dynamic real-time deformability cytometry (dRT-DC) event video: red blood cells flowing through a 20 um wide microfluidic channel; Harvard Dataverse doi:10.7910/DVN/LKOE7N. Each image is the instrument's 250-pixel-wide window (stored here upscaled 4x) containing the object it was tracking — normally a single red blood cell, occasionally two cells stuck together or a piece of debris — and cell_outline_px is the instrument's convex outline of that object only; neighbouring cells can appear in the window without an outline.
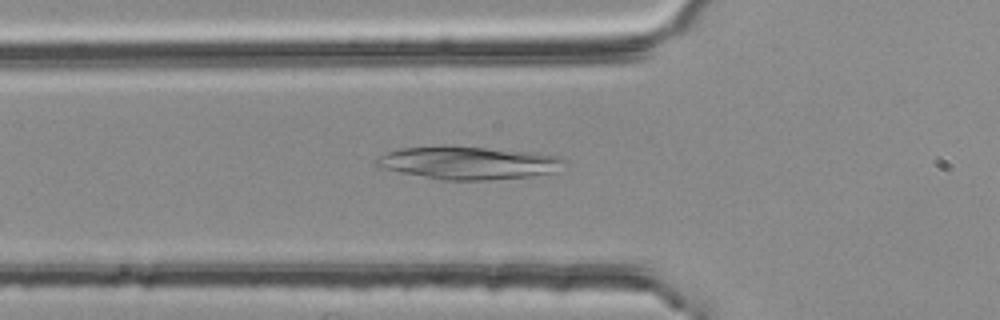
{"species": "common noctule bat (a hibernating species)", "species_latin": "Nyctalus noctula", "temperature_condition": "room temperature", "stored_images_in_passage": 39, "camera_frame_rate_fps": 3000, "um_per_image_px": 0.085, "animal": {"sex": "female", "body_mass_g": 25.1}, "frame": {"image": 1, "passage_image": 4, "time_ms": 1.0, "image_size_px": [1000, 320], "cell_outline_px": [[568, 164], [548, 172], [532, 176], [488, 180], [444, 180], [384, 168], [376, 164], [372, 160], [376, 156], [384, 152], [400, 148], [484, 148], [532, 152], [564, 156], [568, 160]], "centroid_in_image_um": [39.87, 13.86], "position_along_channel_um": 85.9, "area_um2": 35.08}}
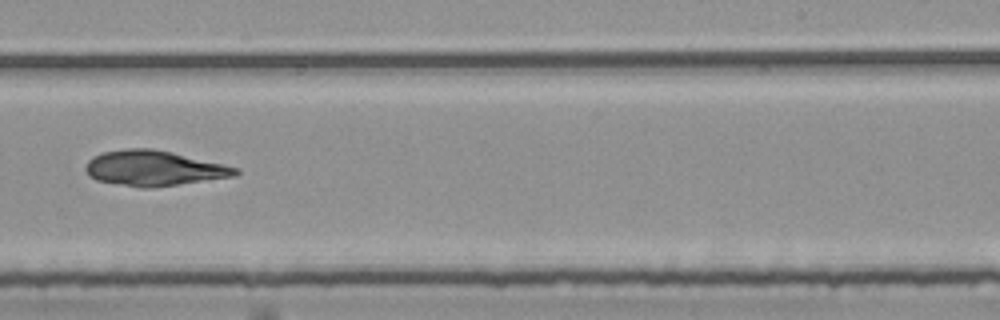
{"frame": {"image": 2, "passage_image": 19, "time_ms": 6.0, "image_size_px": [1000, 320], "cell_outline_px": [[240, 172], [236, 176], [152, 188], [140, 188], [96, 180], [88, 176], [84, 168], [88, 160], [92, 156], [104, 152], [124, 148], [152, 148], [172, 152], [240, 168]], "centroid_in_image_um": [13.06, 14.3], "position_along_channel_um": 275.9, "area_um2": 30.98}}
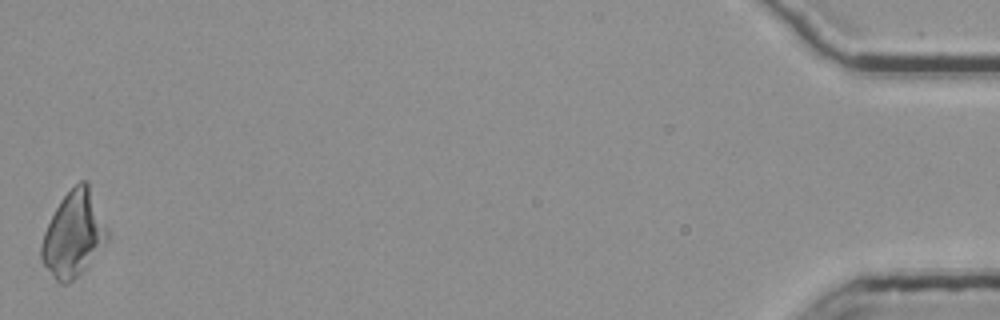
{"frame": {"image": 3, "passage_image": 39, "time_ms": 12.667, "image_size_px": [1000, 320], "cell_outline_px": [[112, 232], [108, 240], [84, 268], [68, 284], [60, 284], [56, 280], [40, 260], [40, 244], [44, 232], [60, 200], [80, 180], [84, 180], [88, 184]], "centroid_in_image_um": [6.27, 19.9], "position_along_channel_um": 428.9, "area_um2": 32.71}}